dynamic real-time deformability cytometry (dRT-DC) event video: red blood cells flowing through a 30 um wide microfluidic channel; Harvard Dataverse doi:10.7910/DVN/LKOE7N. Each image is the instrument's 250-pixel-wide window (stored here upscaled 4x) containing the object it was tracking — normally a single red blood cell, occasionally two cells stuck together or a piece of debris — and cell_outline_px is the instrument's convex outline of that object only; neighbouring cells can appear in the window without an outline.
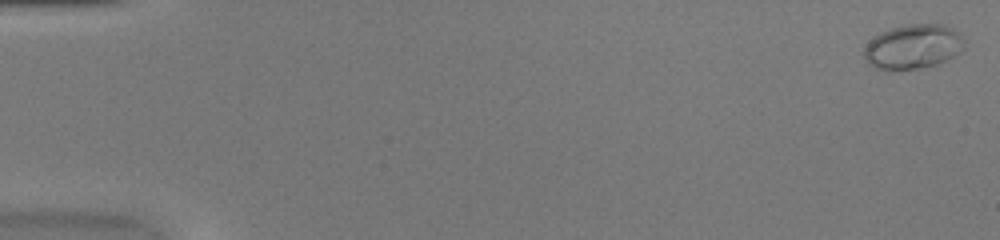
{"species": "common noctule bat (a hibernating species)", "species_latin": "Nyctalus noctula", "temperature_condition": "warm", "stored_images_in_passage": 52, "camera_frame_rate_fps": 3000, "um_per_image_px": 0.085, "animal": {"sex": "female", "body_mass_g": 20.0, "forearm_length_mm": 54.0}, "frame": {"image": 1, "passage_image": 1, "time_ms": 0.0, "image_size_px": [1000, 240], "cell_outline_px": [[964, 48], [960, 52], [936, 64], [924, 68], [892, 72], [876, 68], [868, 64], [864, 60], [864, 48], [868, 40], [880, 32], [904, 24], [944, 24], [952, 28], [964, 40]], "centroid_in_image_um": [77.55, 3.99], "position_along_channel_um": 7.5, "area_um2": 26.47}}
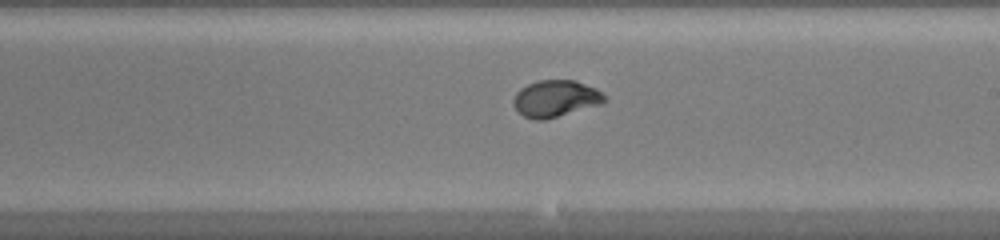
{"frame": {"image": 2, "passage_image": 31, "time_ms": 10.0, "image_size_px": [1000, 240], "cell_outline_px": [[608, 100], [600, 104], [544, 120], [536, 120], [524, 116], [512, 104], [512, 100], [516, 92], [520, 88], [528, 84], [540, 80], [576, 80], [596, 88], [608, 96]], "centroid_in_image_um": [47.24, 8.36], "position_along_channel_um": 241.8, "area_um2": 19.54}}
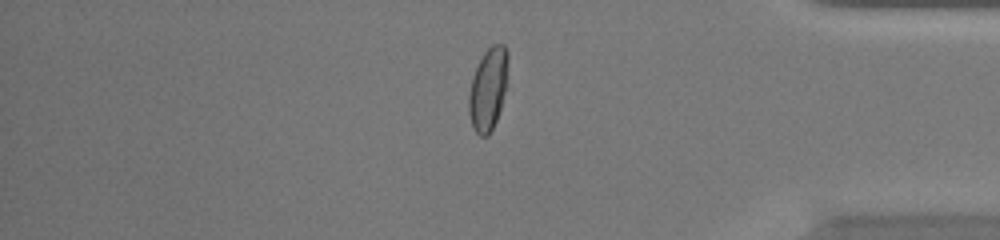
{"frame": {"image": 3, "passage_image": 44, "time_ms": 14.333, "image_size_px": [1000, 240], "cell_outline_px": [[508, 60], [504, 92], [500, 108], [496, 120], [488, 136], [480, 136], [476, 132], [472, 124], [468, 112], [468, 96], [472, 76], [484, 52], [492, 44], [504, 44], [508, 52]], "centroid_in_image_um": [41.47, 7.55], "position_along_channel_um": 393.7, "area_um2": 18.61}, "authors_computed_cell_mechanics": {"area_um2": 19.7098, "velocity_mm_per_s": 4.0174, "shape_relaxation_time_tau1_ms": 4.2064, "shape_relaxation_time_tau2_ms": null, "deformation_change_tau1": 0.2097, "deformation_change_tau2": null}}